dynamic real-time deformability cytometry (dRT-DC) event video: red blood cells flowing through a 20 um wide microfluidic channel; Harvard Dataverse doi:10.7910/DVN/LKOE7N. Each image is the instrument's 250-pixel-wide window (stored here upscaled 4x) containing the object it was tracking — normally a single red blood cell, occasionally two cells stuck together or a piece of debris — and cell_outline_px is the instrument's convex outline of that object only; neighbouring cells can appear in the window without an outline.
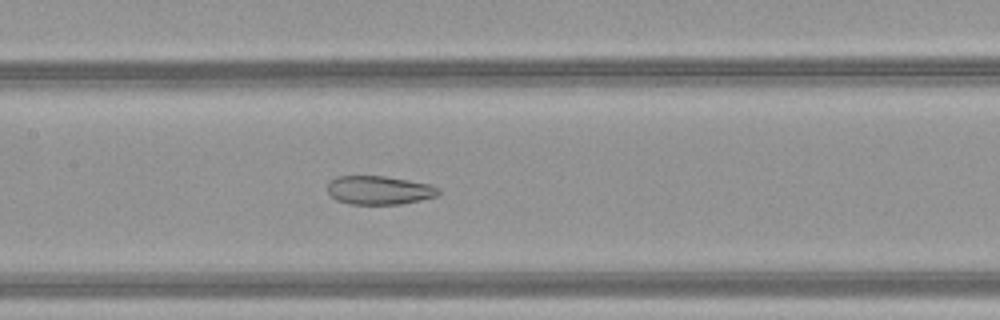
{"species": "common noctule bat (a hibernating species)", "species_latin": "Nyctalus noctula", "temperature_condition": "warm", "stored_images_in_passage": 50, "camera_frame_rate_fps": 3000, "um_per_image_px": 0.085, "animal": {"sex": "female", "body_mass_g": 21.9}, "frame": {"image": 1, "passage_image": 25, "time_ms": 8.0, "image_size_px": [1000, 320], "cell_outline_px": [[440, 192], [436, 196], [420, 200], [400, 204], [348, 204], [336, 200], [328, 192], [328, 180], [336, 176], [384, 176], [408, 180], [428, 184], [440, 188]], "centroid_in_image_um": [32.2, 16.16], "position_along_channel_um": 175.2, "area_um2": 18.55}}
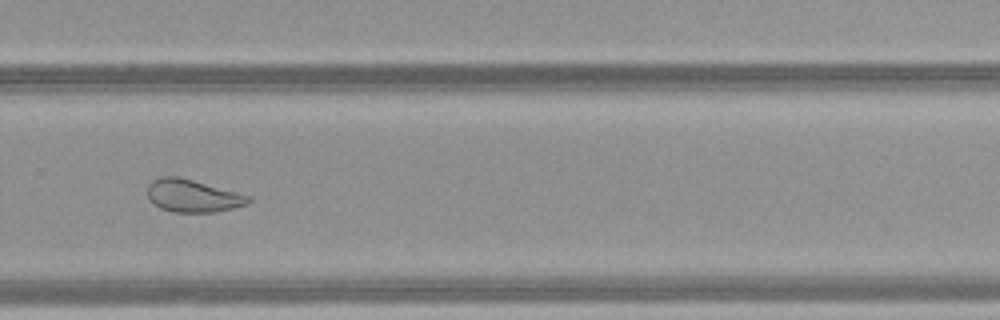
{"frame": {"image": 2, "passage_image": 35, "time_ms": 11.333, "image_size_px": [1000, 320], "cell_outline_px": [[252, 200], [248, 204], [216, 212], [172, 212], [160, 208], [152, 204], [148, 196], [148, 184], [152, 180], [160, 176], [176, 176], [192, 180], [252, 196]], "centroid_in_image_um": [16.37, 16.65], "position_along_channel_um": 313.4, "area_um2": 19.25}}
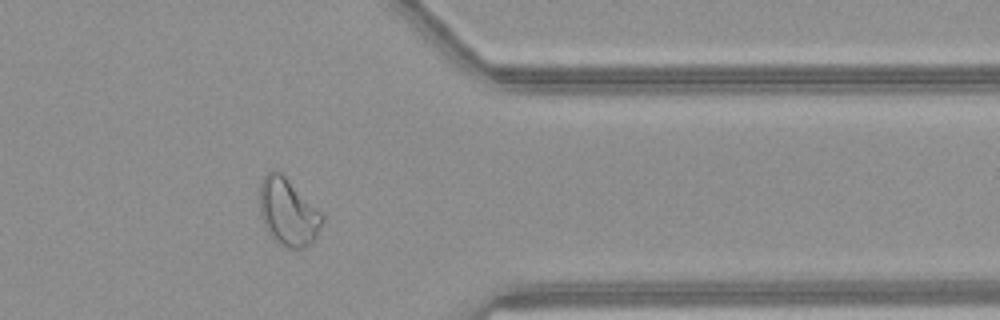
{"frame": {"image": 3, "passage_image": 41, "time_ms": 13.333, "image_size_px": [1000, 320], "cell_outline_px": [[324, 220], [312, 244], [304, 248], [284, 248], [268, 232], [264, 224], [260, 212], [260, 184], [264, 176], [272, 168], [280, 172], [324, 216]], "centroid_in_image_um": [24.48, 18.05], "position_along_channel_um": 386.9, "area_um2": 24.16}, "authors_computed_cell_mechanics": {"area_um2": 26.2412, "velocity_mm_per_s": 4.1595, "shape_relaxation_time_tau1_ms": null, "shape_relaxation_time_tau2_ms": 1.9412, "deformation_change_tau1": null, "deformation_change_tau2": 0.0908}}